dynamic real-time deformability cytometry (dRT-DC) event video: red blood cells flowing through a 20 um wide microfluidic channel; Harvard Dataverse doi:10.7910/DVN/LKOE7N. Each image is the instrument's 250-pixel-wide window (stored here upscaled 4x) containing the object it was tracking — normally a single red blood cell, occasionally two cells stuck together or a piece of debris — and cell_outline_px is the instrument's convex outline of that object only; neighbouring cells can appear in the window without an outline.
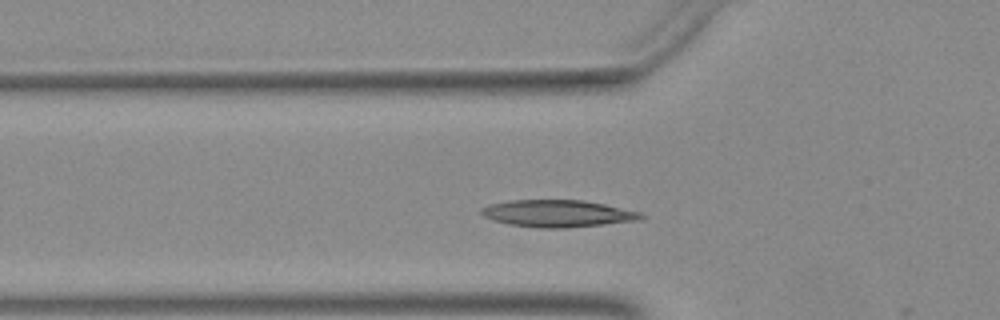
{"species": "Egyptian fruit bat (a non-hibernating species)", "species_latin": "Rousettus aegyptiacus", "temperature_condition": "warm", "stored_images_in_passage": 12, "camera_frame_rate_fps": 3000, "um_per_image_px": 0.085, "animal": {"sex": "female"}, "frame": {"image": 1, "passage_image": 10, "time_ms": 3.0, "image_size_px": [1000, 320], "cell_outline_px": [[644, 216], [636, 220], [568, 228], [536, 228], [508, 224], [492, 220], [484, 216], [480, 212], [480, 208], [488, 204], [512, 200], [584, 200], [604, 204], [640, 212]], "centroid_in_image_um": [47.32, 18.14], "position_along_channel_um": 78.5, "area_um2": 25.09}}